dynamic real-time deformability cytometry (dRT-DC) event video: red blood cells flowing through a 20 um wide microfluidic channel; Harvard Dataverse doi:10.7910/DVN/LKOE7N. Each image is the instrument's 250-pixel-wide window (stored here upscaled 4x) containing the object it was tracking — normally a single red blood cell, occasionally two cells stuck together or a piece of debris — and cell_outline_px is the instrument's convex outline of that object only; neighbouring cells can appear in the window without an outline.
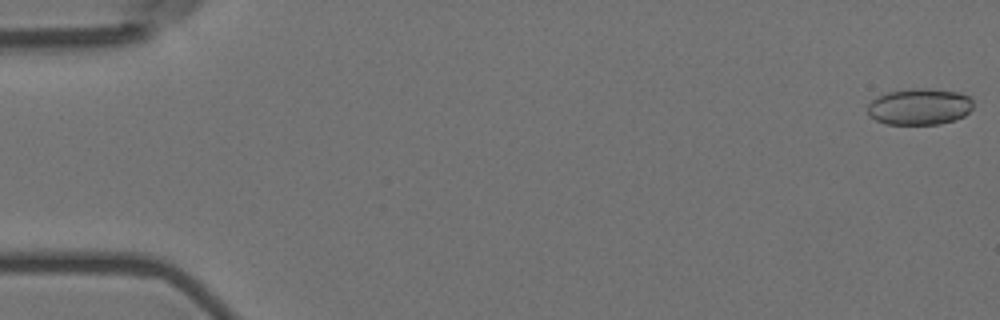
{"species": "Egyptian fruit bat (a non-hibernating species)", "species_latin": "Rousettus aegyptiacus", "temperature_condition": "room temperature", "stored_images_in_passage": 15, "camera_frame_rate_fps": 3000, "um_per_image_px": 0.085, "animal": {"sex": "female"}, "frame": {"image": 1, "passage_image": 1, "time_ms": 0.0, "image_size_px": [1000, 320], "cell_outline_px": [[972, 108], [964, 116], [956, 120], [940, 124], [884, 124], [868, 116], [868, 104], [876, 96], [888, 92], [912, 88], [932, 88], [960, 92], [968, 96], [972, 100]], "centroid_in_image_um": [78.15, 9.06], "position_along_channel_um": 6.9, "area_um2": 22.72}}